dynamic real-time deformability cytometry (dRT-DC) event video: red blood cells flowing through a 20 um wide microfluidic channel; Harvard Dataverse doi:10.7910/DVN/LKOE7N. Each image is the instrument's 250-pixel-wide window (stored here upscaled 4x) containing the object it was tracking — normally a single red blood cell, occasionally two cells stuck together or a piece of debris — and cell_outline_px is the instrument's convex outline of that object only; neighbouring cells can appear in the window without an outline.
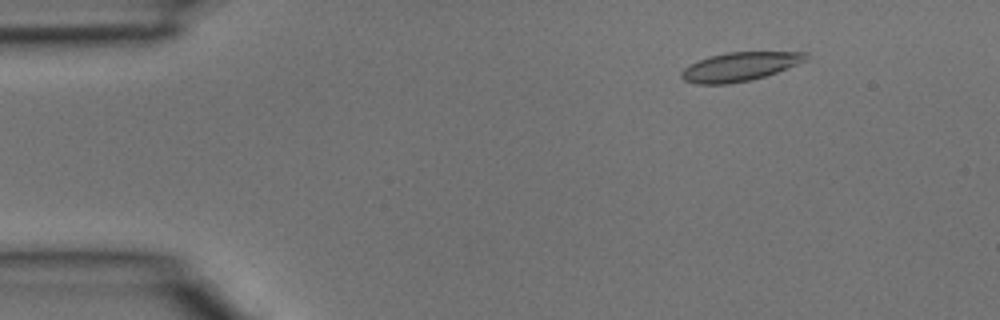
{"species": "common noctule bat (a hibernating species)", "species_latin": "Nyctalus noctula", "temperature_condition": "room temperature", "stored_images_in_passage": 3, "camera_frame_rate_fps": 3000, "um_per_image_px": 0.085, "animal": {"sex": "male", "body_mass_g": 15.6}, "frame": {"image": 1, "passage_image": 1, "time_ms": 0.0, "image_size_px": [1000, 320], "cell_outline_px": [[808, 60], [776, 72], [752, 80], [728, 84], [696, 84], [684, 80], [680, 76], [680, 72], [684, 68], [700, 60], [712, 56], [728, 52], [808, 52]], "centroid_in_image_um": [62.89, 5.67], "position_along_channel_um": 22.1, "area_um2": 20.69}}
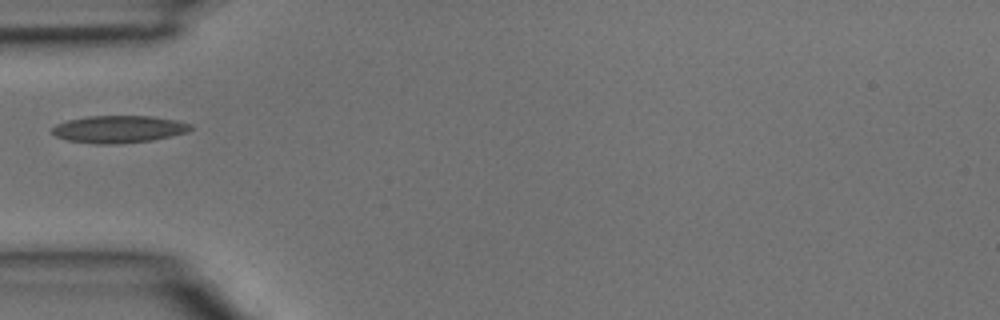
{"frame": {"image": 2, "passage_image": 3, "time_ms": 0.667, "image_size_px": [1000, 320], "cell_outline_px": [[192, 128], [188, 132], [152, 140], [116, 144], [96, 144], [68, 140], [56, 136], [52, 132], [52, 128], [56, 124], [68, 120], [88, 116], [152, 116], [176, 120], [192, 124]], "centroid_in_image_um": [10.11, 10.98], "position_along_channel_um": 74.9, "area_um2": 21.96}}